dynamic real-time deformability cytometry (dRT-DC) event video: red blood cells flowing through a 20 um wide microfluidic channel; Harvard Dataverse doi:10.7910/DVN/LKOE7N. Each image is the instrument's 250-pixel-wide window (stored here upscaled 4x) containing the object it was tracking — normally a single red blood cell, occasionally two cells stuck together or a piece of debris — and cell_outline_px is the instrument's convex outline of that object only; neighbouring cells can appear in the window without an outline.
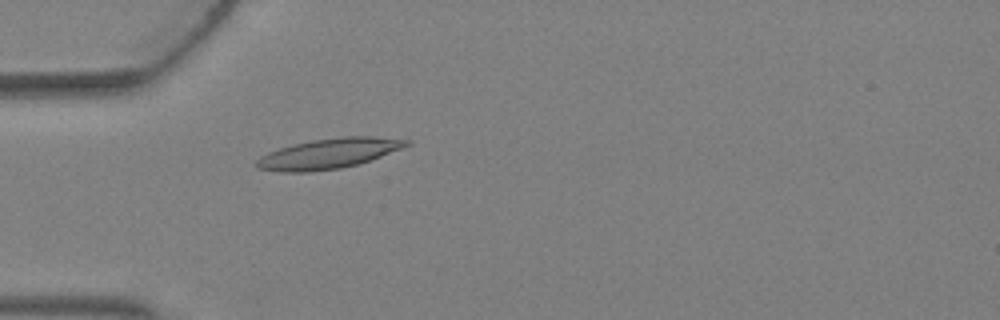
{"species": "Egyptian fruit bat (a non-hibernating species)", "species_latin": "Rousettus aegyptiacus", "temperature_condition": "warm", "stored_images_in_passage": 2, "camera_frame_rate_fps": 3000, "um_per_image_px": 0.085, "animal": {"sex": "female"}, "frame": {"image": 1, "passage_image": 2, "time_ms": 0.333, "image_size_px": [1000, 320], "cell_outline_px": [[412, 144], [360, 164], [340, 168], [308, 172], [280, 172], [256, 168], [252, 164], [260, 156], [268, 152], [292, 144], [312, 140], [340, 136], [376, 136], [412, 140]], "centroid_in_image_um": [27.93, 13.05], "position_along_channel_um": 57.1, "area_um2": 26.7}}